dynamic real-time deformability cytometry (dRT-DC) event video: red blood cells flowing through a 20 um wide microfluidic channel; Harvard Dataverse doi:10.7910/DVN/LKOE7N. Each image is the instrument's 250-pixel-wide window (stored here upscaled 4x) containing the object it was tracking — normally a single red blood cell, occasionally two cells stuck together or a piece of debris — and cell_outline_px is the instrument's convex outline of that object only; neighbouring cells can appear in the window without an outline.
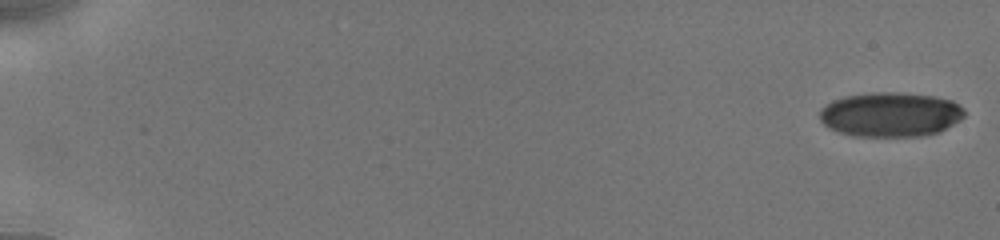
{"species": "human", "species_latin": "Homo sapiens", "temperature_condition": "cold", "stored_images_in_passage": 46, "camera_frame_rate_fps": 3000, "um_per_image_px": 0.085, "donor": {"sex": "male"}, "frame": {"image": 1, "passage_image": 1, "time_ms": 0.0, "image_size_px": [1000, 240], "cell_outline_px": [[964, 116], [960, 120], [940, 132], [924, 136], [852, 136], [828, 128], [820, 120], [820, 108], [832, 100], [844, 96], [872, 92], [900, 92], [936, 96], [952, 100], [964, 108]], "centroid_in_image_um": [75.69, 9.72], "position_along_channel_um": 9.3, "area_um2": 37.97}}
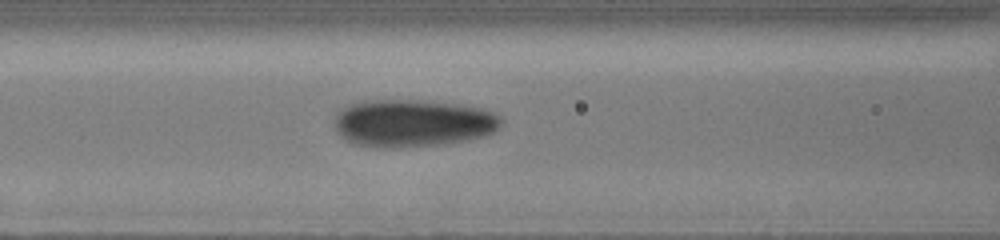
{"frame": {"image": 2, "passage_image": 22, "time_ms": 8.0, "image_size_px": [1000, 240], "cell_outline_px": [[500, 128], [484, 136], [468, 140], [436, 144], [400, 148], [376, 148], [352, 144], [344, 140], [336, 132], [332, 124], [336, 112], [348, 104], [364, 100], [420, 100], [460, 104], [480, 108], [492, 112], [500, 116]], "centroid_in_image_um": [34.98, 10.47], "position_along_channel_um": 131.6, "area_um2": 46.82}}
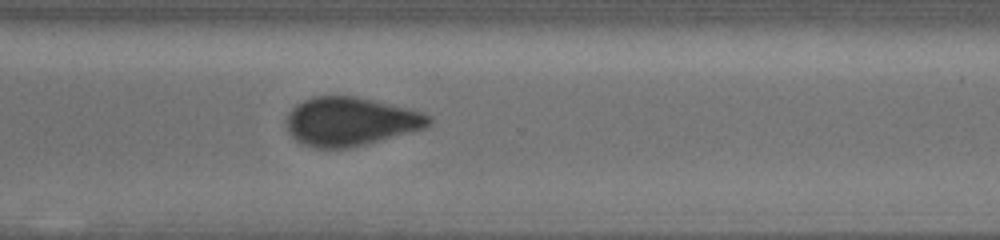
{"frame": {"image": 3, "passage_image": 45, "time_ms": 13.333, "image_size_px": [1000, 240], "cell_outline_px": [[432, 120], [428, 128], [348, 148], [316, 148], [304, 144], [296, 140], [292, 136], [288, 128], [288, 112], [296, 104], [312, 96], [356, 96], [408, 108], [432, 116]], "centroid_in_image_um": [29.82, 10.32], "position_along_channel_um": 340.8, "area_um2": 40.17}}